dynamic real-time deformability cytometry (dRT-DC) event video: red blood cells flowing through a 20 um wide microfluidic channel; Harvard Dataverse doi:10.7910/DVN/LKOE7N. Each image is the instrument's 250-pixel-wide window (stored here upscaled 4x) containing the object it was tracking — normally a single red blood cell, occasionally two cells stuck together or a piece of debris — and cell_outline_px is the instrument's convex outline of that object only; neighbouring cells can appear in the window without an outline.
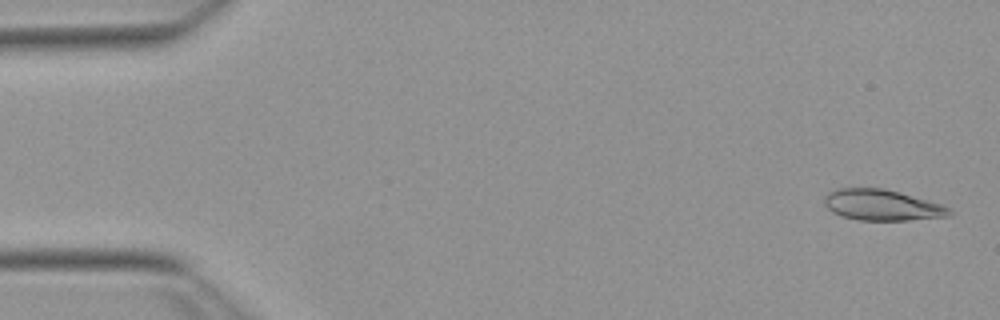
{"species": "Egyptian fruit bat (a non-hibernating species)", "species_latin": "Rousettus aegyptiacus", "temperature_condition": "warm", "stored_images_in_passage": 53, "camera_frame_rate_fps": 3000, "um_per_image_px": 0.085, "animal": {"sex": "female"}, "frame": {"image": 1, "passage_image": 2, "time_ms": 0.333, "image_size_px": [1000, 320], "cell_outline_px": [[952, 212], [948, 216], [908, 220], [860, 220], [840, 216], [832, 212], [824, 204], [824, 196], [828, 192], [836, 188], [884, 188], [900, 192], [940, 204], [948, 208]], "centroid_in_image_um": [74.9, 17.42], "position_along_channel_um": 10.1, "area_um2": 22.43}}
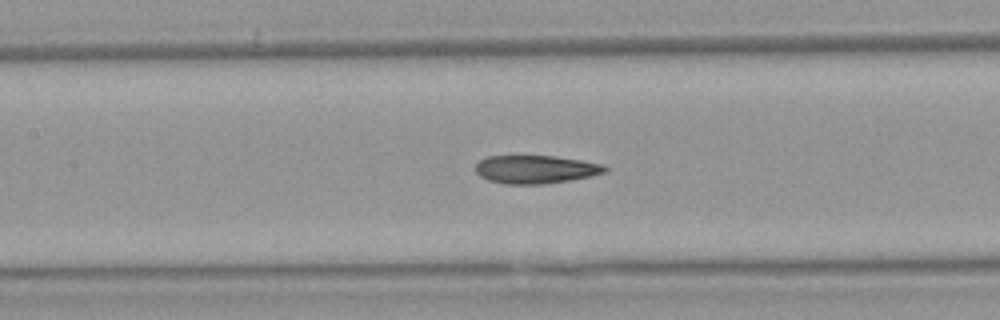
{"frame": {"image": 2, "passage_image": 24, "time_ms": 7.667, "image_size_px": [1000, 320], "cell_outline_px": [[608, 168], [604, 172], [588, 176], [568, 180], [544, 184], [504, 184], [488, 180], [480, 176], [476, 172], [476, 164], [480, 160], [488, 156], [556, 156], [604, 164]], "centroid_in_image_um": [45.5, 14.39], "position_along_channel_um": 161.9, "area_um2": 21.1}}
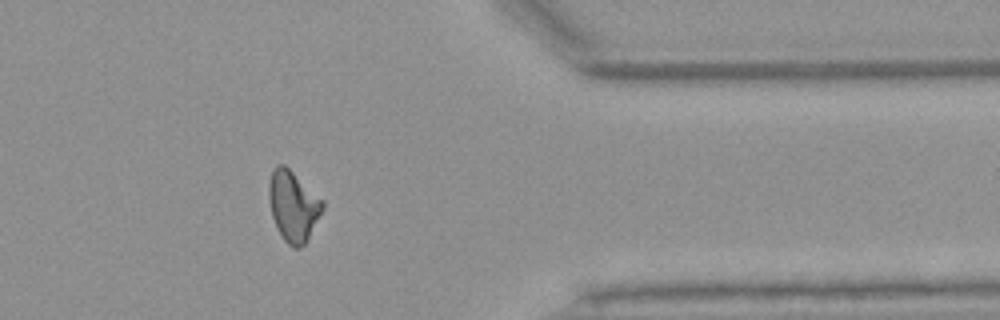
{"frame": {"image": 3, "passage_image": 43, "time_ms": 14.0, "image_size_px": [1000, 320], "cell_outline_px": [[324, 208], [308, 240], [300, 248], [292, 248], [284, 240], [276, 228], [272, 216], [268, 200], [268, 184], [272, 172], [276, 164], [284, 164], [324, 200]], "centroid_in_image_um": [24.92, 17.52], "position_along_channel_um": 386.5, "area_um2": 22.31}, "authors_computed_cell_mechanics": {"area_um2": 21.964, "velocity_mm_per_s": 3.8327, "shape_relaxation_time_tau1_ms": null, "shape_relaxation_time_tau2_ms": 3.6324, "deformation_change_tau1": null, "deformation_change_tau2": 0.1054}}